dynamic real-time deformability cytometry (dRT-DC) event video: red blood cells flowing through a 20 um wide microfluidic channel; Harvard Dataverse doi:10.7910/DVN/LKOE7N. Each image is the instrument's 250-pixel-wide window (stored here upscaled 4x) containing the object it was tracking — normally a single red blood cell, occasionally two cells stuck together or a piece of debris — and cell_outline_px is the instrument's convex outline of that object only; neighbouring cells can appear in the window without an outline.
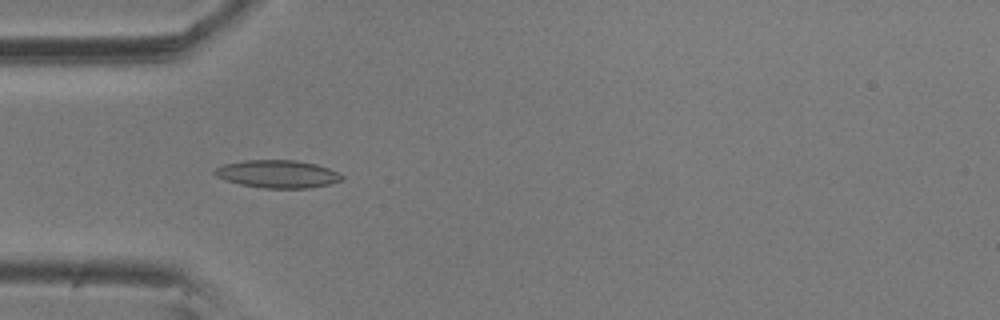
{"species": "common noctule bat (a hibernating species)", "species_latin": "Nyctalus noctula", "temperature_condition": "room temperature", "stored_images_in_passage": 43, "camera_frame_rate_fps": 3000, "um_per_image_px": 0.085, "animal": {"sex": "male", "body_mass_g": 20.5, "forearm_length_mm": 52.5}, "frame": {"image": 1, "passage_image": 4, "time_ms": 1.0, "image_size_px": [1000, 320], "cell_outline_px": [[344, 180], [332, 184], [308, 188], [264, 188], [240, 184], [224, 180], [216, 176], [212, 172], [220, 164], [244, 160], [296, 160], [316, 164], [328, 168], [344, 176]], "centroid_in_image_um": [23.58, 14.79], "position_along_channel_um": 61.4, "area_um2": 20.81}}
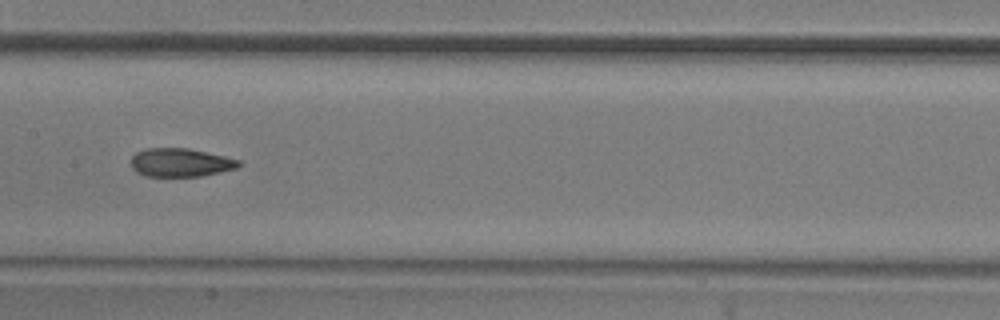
{"frame": {"image": 2, "passage_image": 15, "time_ms": 4.667, "image_size_px": [1000, 320], "cell_outline_px": [[240, 164], [236, 168], [220, 172], [200, 176], [144, 176], [136, 172], [132, 168], [132, 156], [136, 152], [148, 148], [188, 148], [224, 156], [240, 160]], "centroid_in_image_um": [15.32, 13.81], "position_along_channel_um": 192.1, "area_um2": 17.74}}
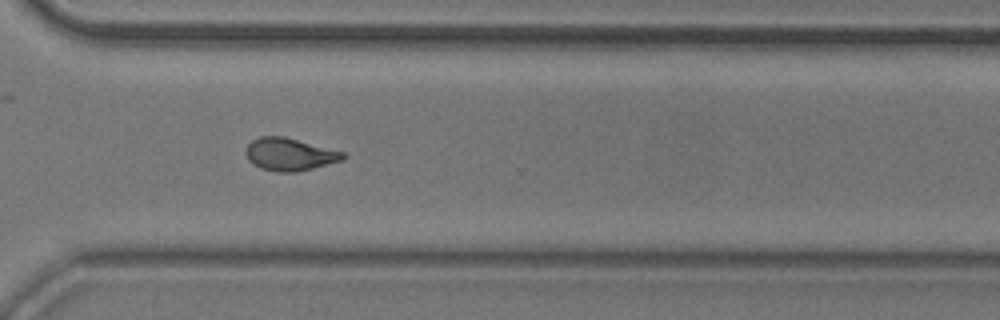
{"frame": {"image": 3, "passage_image": 28, "time_ms": 9.0, "image_size_px": [1000, 320], "cell_outline_px": [[348, 156], [344, 160], [296, 172], [276, 172], [260, 168], [252, 164], [248, 160], [244, 152], [248, 144], [252, 140], [260, 136], [284, 136], [344, 152]], "centroid_in_image_um": [24.6, 13.12], "position_along_channel_um": 346.0, "area_um2": 18.61}, "authors_computed_cell_mechanics": {"area_um2": 18.1492, "velocity_mm_per_s": 3.5761, "shape_relaxation_time_tau1_ms": 8.0884, "shape_relaxation_time_tau2_ms": 2.6908, "deformation_change_tau1": 0.2022, "deformation_change_tau2": 0.0956}}